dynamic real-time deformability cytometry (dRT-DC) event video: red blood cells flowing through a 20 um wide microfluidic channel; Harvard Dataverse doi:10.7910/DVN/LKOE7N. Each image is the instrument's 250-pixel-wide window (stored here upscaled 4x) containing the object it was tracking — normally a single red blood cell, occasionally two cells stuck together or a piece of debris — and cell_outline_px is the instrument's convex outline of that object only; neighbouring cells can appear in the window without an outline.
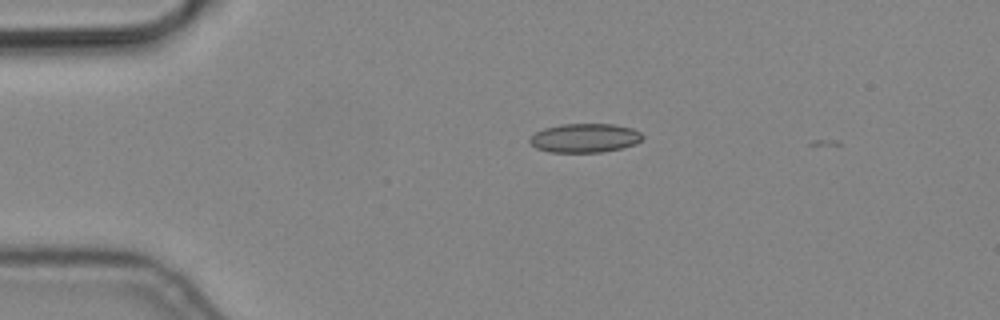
{"species": "common noctule bat (a hibernating species)", "species_latin": "Nyctalus noctula", "temperature_condition": "cold", "stored_images_in_passage": 2, "camera_frame_rate_fps": 3000, "um_per_image_px": 0.085, "animal": {"sex": "male", "body_mass_g": 19.2, "forearm_length_mm": 51.8}, "frame": {"image": 1, "passage_image": 2, "time_ms": 0.333, "image_size_px": [1000, 320], "cell_outline_px": [[644, 136], [636, 144], [620, 148], [600, 152], [548, 152], [536, 148], [528, 140], [536, 132], [544, 128], [560, 124], [612, 124], [632, 128], [640, 132]], "centroid_in_image_um": [49.7, 11.72], "position_along_channel_um": 35.3, "area_um2": 18.96}}